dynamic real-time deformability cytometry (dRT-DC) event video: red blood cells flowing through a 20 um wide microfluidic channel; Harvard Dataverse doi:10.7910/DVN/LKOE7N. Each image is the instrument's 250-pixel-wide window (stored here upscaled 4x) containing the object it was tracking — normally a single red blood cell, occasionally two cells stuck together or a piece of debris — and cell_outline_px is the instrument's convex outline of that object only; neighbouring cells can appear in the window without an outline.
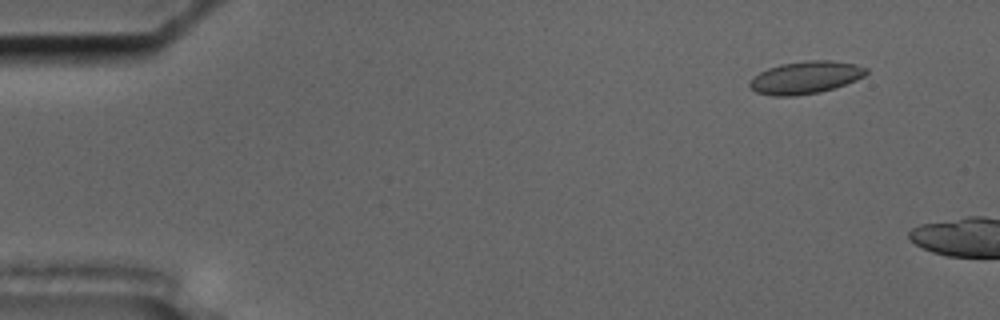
{"species": "common noctule bat (a hibernating species)", "species_latin": "Nyctalus noctula", "temperature_condition": "cold", "stored_images_in_passage": 7, "camera_frame_rate_fps": 3000, "um_per_image_px": 0.085, "animal": {"sex": "male", "body_mass_g": 17.5, "forearm_length_mm": 52.3}, "frame": {"image": 1, "passage_image": 3, "time_ms": 0.667, "image_size_px": [1000, 320], "cell_outline_px": [[868, 72], [864, 76], [856, 80], [820, 92], [796, 96], [772, 96], [756, 92], [748, 84], [752, 76], [768, 68], [780, 64], [808, 60], [828, 60], [856, 64], [868, 68]], "centroid_in_image_um": [68.45, 6.58], "position_along_channel_um": 16.6, "area_um2": 22.08}}